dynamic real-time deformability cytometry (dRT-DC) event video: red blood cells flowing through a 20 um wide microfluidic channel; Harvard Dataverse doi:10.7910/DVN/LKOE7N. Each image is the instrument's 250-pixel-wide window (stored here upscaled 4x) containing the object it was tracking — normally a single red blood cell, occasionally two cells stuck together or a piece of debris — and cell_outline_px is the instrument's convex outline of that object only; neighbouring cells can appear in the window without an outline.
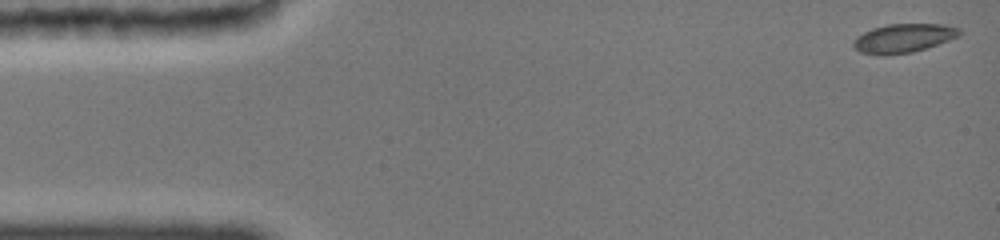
{"species": "common noctule bat (a hibernating species)", "species_latin": "Nyctalus noctula", "temperature_condition": "cold", "stored_images_in_passage": 46, "camera_frame_rate_fps": 3000, "um_per_image_px": 0.085, "animal": {"sex": "female", "body_mass_g": 19.0, "forearm_length_mm": 51.5}, "frame": {"image": 1, "passage_image": 1, "time_ms": 0.0, "image_size_px": [1000, 240], "cell_outline_px": [[964, 32], [960, 36], [912, 52], [860, 52], [852, 48], [852, 44], [856, 36], [872, 28], [888, 24], [944, 24], [960, 28]], "centroid_in_image_um": [76.84, 3.19], "position_along_channel_um": 8.2, "area_um2": 17.22}}
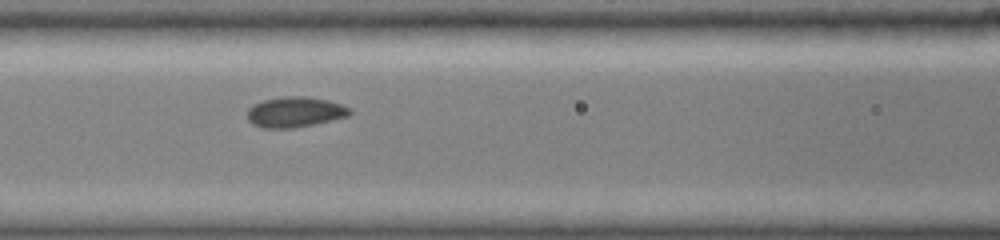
{"frame": {"image": 2, "passage_image": 19, "time_ms": 6.333, "image_size_px": [1000, 240], "cell_outline_px": [[352, 112], [348, 116], [312, 124], [284, 128], [264, 128], [252, 124], [248, 120], [248, 108], [252, 104], [264, 100], [284, 96], [304, 96], [328, 100], [352, 108]], "centroid_in_image_um": [25.06, 9.5], "position_along_channel_um": 141.5, "area_um2": 17.98}}
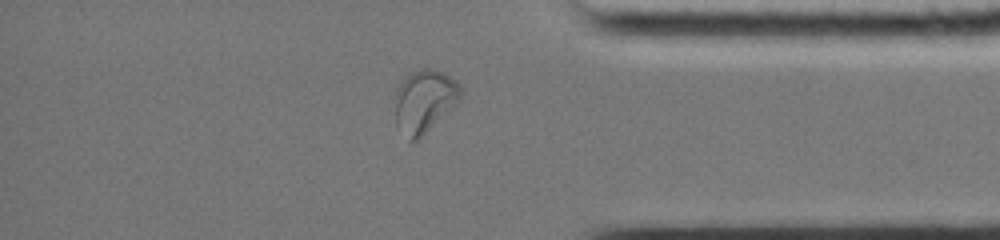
{"frame": {"image": 3, "passage_image": 40, "time_ms": 13.0, "image_size_px": [1000, 240], "cell_outline_px": [[460, 96], [456, 104], [416, 140], [408, 140], [396, 128], [396, 88], [400, 80], [408, 72], [424, 68], [432, 68], [444, 72], [456, 80], [460, 84]], "centroid_in_image_um": [36.03, 8.54], "position_along_channel_um": 399.2, "area_um2": 23.99}, "authors_computed_cell_mechanics": {"area_um2": 17.5712, "velocity_mm_per_s": 3.9586, "shape_relaxation_time_tau1_ms": 3.3943, "shape_relaxation_time_tau2_ms": null, "deformation_change_tau1": 0.083, "deformation_change_tau2": null}}